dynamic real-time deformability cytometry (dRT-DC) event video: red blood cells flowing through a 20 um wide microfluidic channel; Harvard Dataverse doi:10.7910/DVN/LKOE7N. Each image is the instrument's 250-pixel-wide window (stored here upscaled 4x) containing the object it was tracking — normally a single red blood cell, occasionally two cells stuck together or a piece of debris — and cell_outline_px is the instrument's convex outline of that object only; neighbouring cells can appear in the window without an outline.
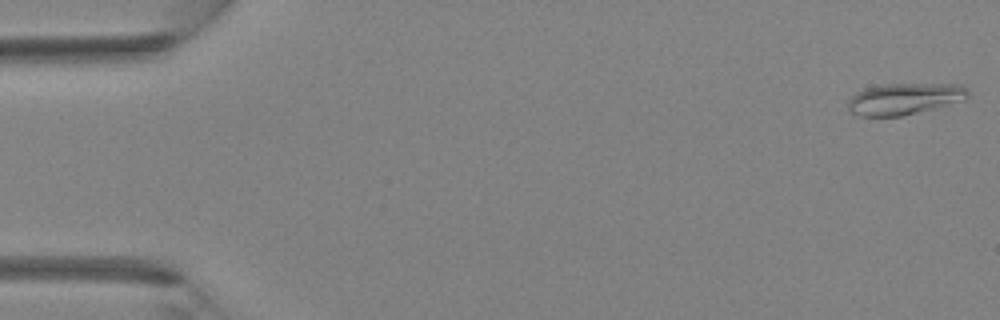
{"species": "Egyptian fruit bat (a non-hibernating species)", "species_latin": "Rousettus aegyptiacus", "temperature_condition": "room temperature", "stored_images_in_passage": 5, "camera_frame_rate_fps": 3000, "um_per_image_px": 0.085, "animal": {"sex": "female"}, "frame": {"image": 1, "passage_image": 1, "time_ms": 0.0, "image_size_px": [1000, 320], "cell_outline_px": [[968, 96], [964, 100], [900, 116], [860, 116], [852, 112], [848, 108], [848, 100], [856, 92], [864, 88], [884, 84], [964, 84], [968, 88]], "centroid_in_image_um": [76.87, 8.38], "position_along_channel_um": 8.1, "area_um2": 21.85}}